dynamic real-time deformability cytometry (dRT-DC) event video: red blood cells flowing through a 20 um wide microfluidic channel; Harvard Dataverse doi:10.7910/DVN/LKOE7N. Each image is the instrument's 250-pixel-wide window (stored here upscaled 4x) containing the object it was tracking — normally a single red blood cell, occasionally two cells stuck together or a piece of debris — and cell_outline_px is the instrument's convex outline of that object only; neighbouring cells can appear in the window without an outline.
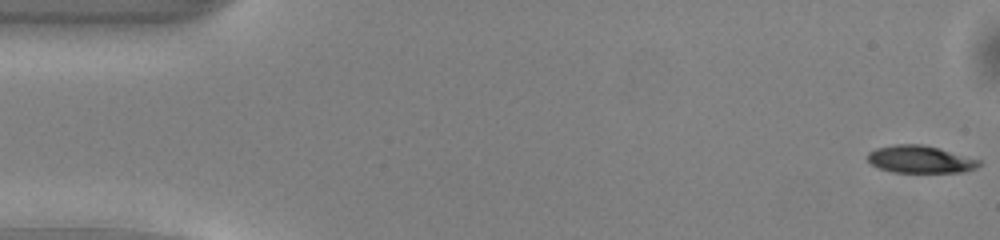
{"species": "common noctule bat (a hibernating species)", "species_latin": "Nyctalus noctula", "temperature_condition": "warm", "stored_images_in_passage": 50, "camera_frame_rate_fps": 3000, "um_per_image_px": 0.085, "animal": {"sex": "male", "body_mass_g": 13.0, "forearm_length_mm": 53.1}, "frame": {"image": 1, "passage_image": 1, "time_ms": 0.0, "image_size_px": [1000, 240], "cell_outline_px": [[980, 164], [976, 168], [964, 172], [892, 172], [880, 168], [872, 164], [868, 160], [868, 152], [876, 148], [896, 144], [924, 144], [940, 148], [980, 160]], "centroid_in_image_um": [78.22, 13.54], "position_along_channel_um": 6.8, "area_um2": 17.74}}
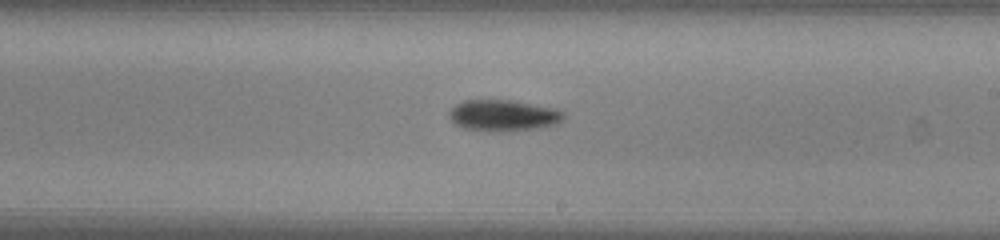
{"frame": {"image": 2, "passage_image": 29, "time_ms": 9.333, "image_size_px": [1000, 240], "cell_outline_px": [[564, 116], [556, 124], [540, 128], [504, 132], [488, 132], [464, 128], [456, 124], [448, 116], [448, 112], [456, 104], [464, 100], [508, 100], [552, 108], [564, 112]], "centroid_in_image_um": [42.73, 9.83], "position_along_channel_um": 246.3, "area_um2": 20.81}}
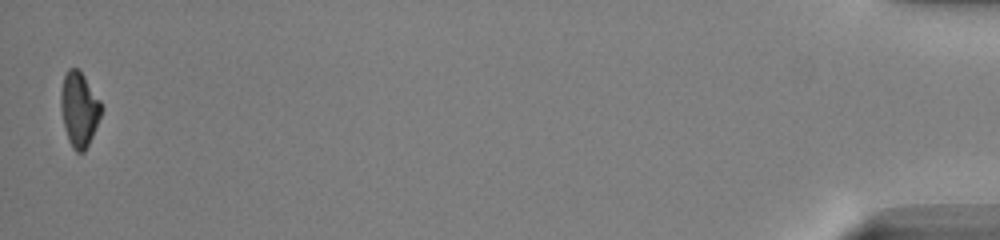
{"frame": {"image": 3, "passage_image": 50, "time_ms": 16.333, "image_size_px": [1000, 240], "cell_outline_px": [[104, 108], [92, 136], [84, 152], [76, 152], [72, 148], [68, 140], [60, 108], [60, 92], [64, 76], [68, 68], [76, 68], [84, 76], [100, 100]], "centroid_in_image_um": [6.73, 9.29], "position_along_channel_um": 428.5, "area_um2": 17.57}, "authors_computed_cell_mechanics": {"area_um2": 19.1607, "velocity_mm_per_s": 4.062, "shape_relaxation_time_tau1_ms": 2.8759, "shape_relaxation_time_tau2_ms": null, "deformation_change_tau1": 0.1365, "deformation_change_tau2": null}}